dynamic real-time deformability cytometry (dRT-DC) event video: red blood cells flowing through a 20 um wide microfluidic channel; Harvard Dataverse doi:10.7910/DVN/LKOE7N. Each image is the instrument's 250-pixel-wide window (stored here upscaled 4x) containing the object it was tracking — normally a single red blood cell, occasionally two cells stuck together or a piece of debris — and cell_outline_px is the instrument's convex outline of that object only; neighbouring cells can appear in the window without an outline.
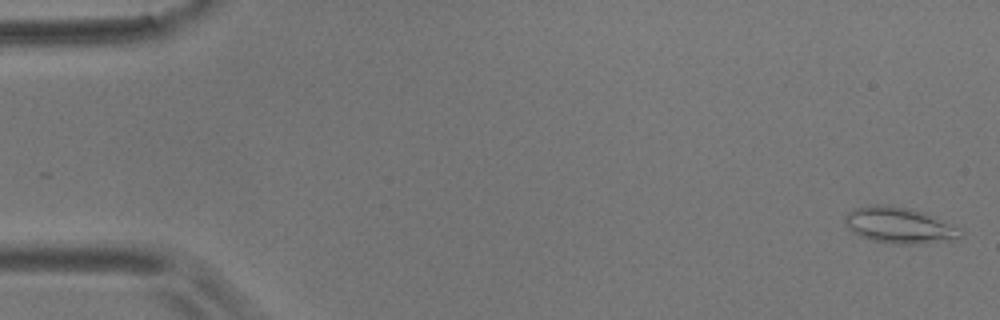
{"species": "common noctule bat (a hibernating species)", "species_latin": "Nyctalus noctula", "temperature_condition": "room temperature", "stored_images_in_passage": 6, "camera_frame_rate_fps": 3000, "um_per_image_px": 0.085, "animal": {"sex": "male", "body_mass_g": 17.9}, "frame": {"image": 1, "passage_image": 1, "time_ms": 0.0, "image_size_px": [1000, 320], "cell_outline_px": [[964, 232], [960, 236], [924, 244], [896, 244], [872, 240], [852, 232], [848, 228], [844, 220], [844, 216], [852, 208], [872, 204], [880, 204], [912, 208], [924, 212], [960, 228]], "centroid_in_image_um": [76.39, 19.13], "position_along_channel_um": 8.6, "area_um2": 24.22}}